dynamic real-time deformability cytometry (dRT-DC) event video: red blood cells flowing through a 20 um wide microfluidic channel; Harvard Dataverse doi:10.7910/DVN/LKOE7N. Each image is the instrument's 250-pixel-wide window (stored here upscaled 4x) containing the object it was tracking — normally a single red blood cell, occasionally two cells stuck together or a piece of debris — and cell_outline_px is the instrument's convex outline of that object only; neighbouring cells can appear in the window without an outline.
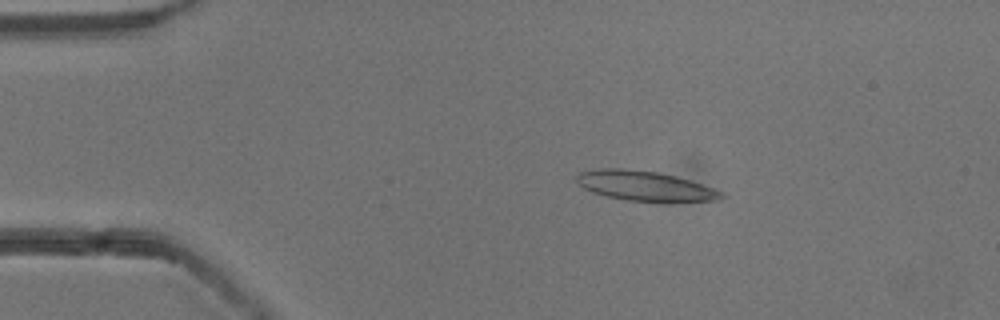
{"species": "common noctule bat (a hibernating species)", "species_latin": "Nyctalus noctula", "temperature_condition": "cold", "stored_images_in_passage": 53, "camera_frame_rate_fps": 3000, "um_per_image_px": 0.085, "animal": {"sex": "male", "body_mass_g": 13.3}, "frame": {"image": 1, "passage_image": 10, "time_ms": 3.0, "image_size_px": [1000, 320], "cell_outline_px": [[724, 196], [720, 200], [660, 204], [624, 200], [604, 196], [592, 192], [584, 188], [576, 180], [576, 176], [580, 172], [596, 168], [624, 168], [656, 172], [676, 176], [724, 192]], "centroid_in_image_um": [54.84, 15.85], "position_along_channel_um": 30.2, "area_um2": 25.95}}
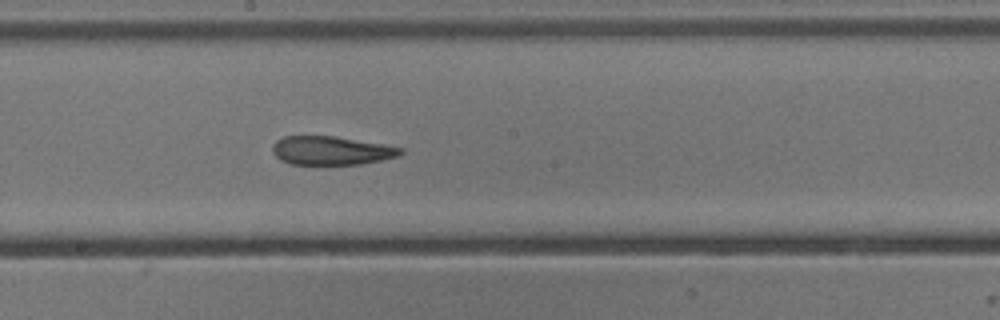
{"frame": {"image": 2, "passage_image": 29, "time_ms": 9.333, "image_size_px": [1000, 320], "cell_outline_px": [[404, 152], [400, 156], [360, 164], [288, 164], [280, 160], [272, 152], [272, 144], [276, 140], [284, 136], [336, 136], [384, 144], [404, 148]], "centroid_in_image_um": [28.16, 12.79], "position_along_channel_um": 220.0, "area_um2": 21.56}}
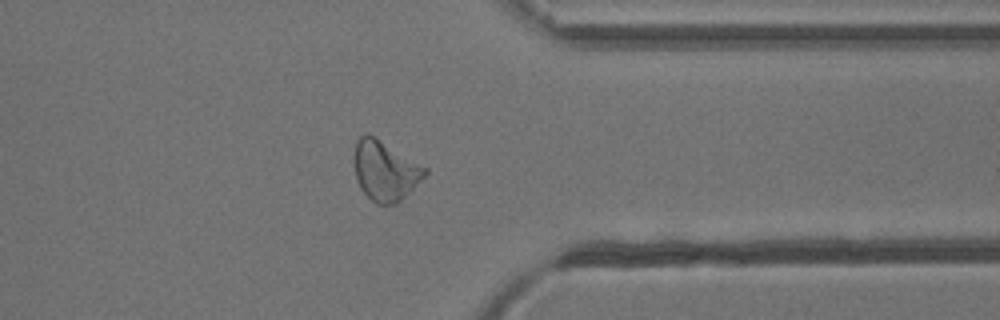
{"frame": {"image": 3, "passage_image": 42, "time_ms": 13.667, "image_size_px": [1000, 320], "cell_outline_px": [[428, 172], [396, 204], [376, 204], [360, 188], [356, 176], [356, 140], [364, 132], [368, 132], [428, 168]], "centroid_in_image_um": [32.74, 14.48], "position_along_channel_um": 378.7, "area_um2": 24.16}, "authors_computed_cell_mechanics": {"area_um2": 24.5072, "velocity_mm_per_s": 3.8402, "shape_relaxation_time_tau1_ms": null, "shape_relaxation_time_tau2_ms": 4.4328, "deformation_change_tau1": null, "deformation_change_tau2": 0.135}}